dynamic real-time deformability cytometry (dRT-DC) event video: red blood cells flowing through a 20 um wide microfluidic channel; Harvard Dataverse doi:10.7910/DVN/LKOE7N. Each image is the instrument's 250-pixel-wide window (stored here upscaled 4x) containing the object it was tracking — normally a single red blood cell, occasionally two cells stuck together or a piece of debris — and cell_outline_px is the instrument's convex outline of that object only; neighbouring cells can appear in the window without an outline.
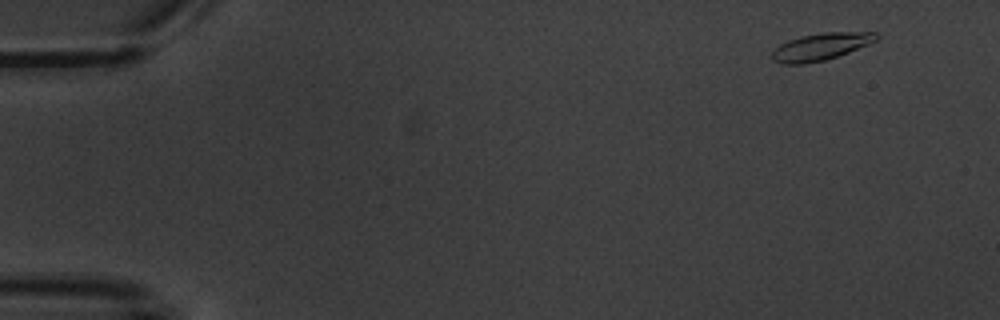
{"species": "common noctule bat (a hibernating species)", "species_latin": "Nyctalus noctula", "temperature_condition": "warm", "stored_images_in_passage": 4, "camera_frame_rate_fps": 3000, "um_per_image_px": 0.085, "animal": {"sex": "male", "body_mass_g": 20.1, "forearm_length_mm": 53.5}, "frame": {"image": 1, "passage_image": 1, "time_ms": 0.0, "image_size_px": [1000, 320], "cell_outline_px": [[880, 36], [876, 40], [868, 44], [848, 52], [824, 60], [804, 64], [784, 64], [772, 60], [768, 56], [780, 44], [788, 40], [800, 36], [824, 32], [876, 32]], "centroid_in_image_um": [69.72, 3.96], "position_along_channel_um": 15.3, "area_um2": 16.47}}